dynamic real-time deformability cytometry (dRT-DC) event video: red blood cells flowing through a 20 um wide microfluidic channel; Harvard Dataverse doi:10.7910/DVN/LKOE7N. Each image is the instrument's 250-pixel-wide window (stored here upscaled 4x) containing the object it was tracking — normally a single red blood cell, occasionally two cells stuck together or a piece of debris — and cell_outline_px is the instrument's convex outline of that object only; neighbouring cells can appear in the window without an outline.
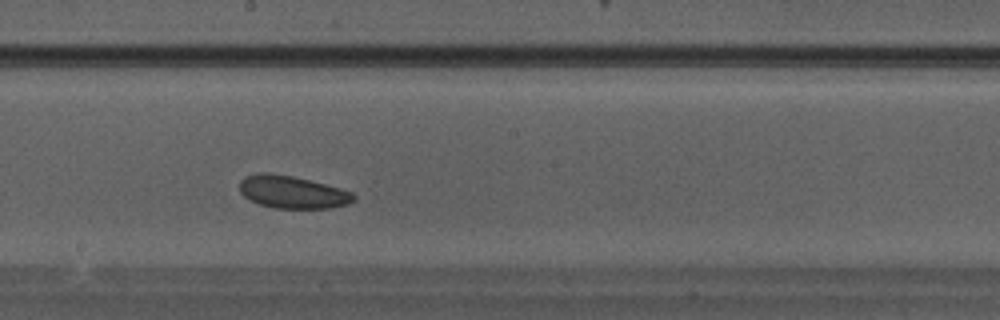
{"species": "Egyptian fruit bat (a non-hibernating species)", "species_latin": "Rousettus aegyptiacus", "temperature_condition": "warm", "stored_images_in_passage": 28, "camera_frame_rate_fps": 3000, "um_per_image_px": 0.085, "animal": {"sex": "male"}, "frame": {"image": 1, "passage_image": 13, "time_ms": 4.0, "image_size_px": [1000, 320], "cell_outline_px": [[356, 200], [352, 204], [332, 208], [276, 208], [260, 204], [244, 196], [240, 192], [240, 180], [244, 176], [256, 172], [268, 172], [292, 176], [340, 188], [352, 192], [356, 196]], "centroid_in_image_um": [24.88, 16.32], "position_along_channel_um": 223.3, "area_um2": 21.79}}